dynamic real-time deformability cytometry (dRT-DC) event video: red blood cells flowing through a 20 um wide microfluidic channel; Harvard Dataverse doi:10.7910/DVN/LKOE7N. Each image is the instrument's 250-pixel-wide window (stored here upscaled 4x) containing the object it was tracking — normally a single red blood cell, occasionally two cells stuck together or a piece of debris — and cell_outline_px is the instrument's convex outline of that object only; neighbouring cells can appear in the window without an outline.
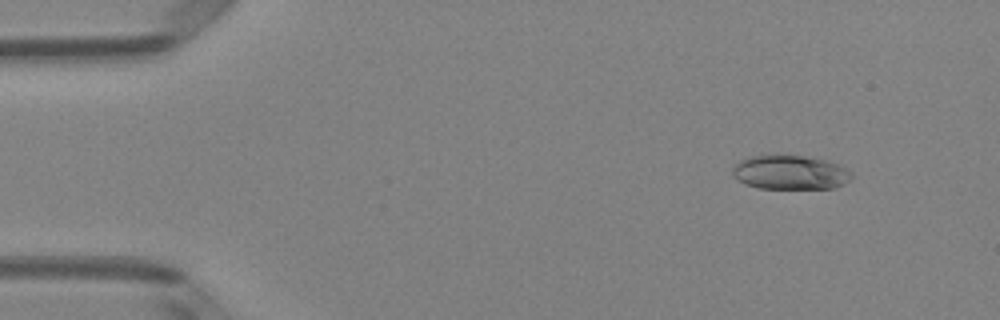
{"species": "Egyptian fruit bat (a non-hibernating species)", "species_latin": "Rousettus aegyptiacus", "temperature_condition": "room temperature", "stored_images_in_passage": 6, "camera_frame_rate_fps": 3000, "um_per_image_px": 0.085, "animal": {"sex": "female"}, "frame": {"image": 1, "passage_image": 2, "time_ms": 0.333, "image_size_px": [1000, 320], "cell_outline_px": [[852, 176], [844, 184], [832, 188], [760, 188], [744, 184], [736, 180], [732, 176], [732, 164], [748, 156], [804, 156], [824, 160], [840, 164], [852, 172]], "centroid_in_image_um": [67.12, 14.66], "position_along_channel_um": 17.9, "area_um2": 23.76}}
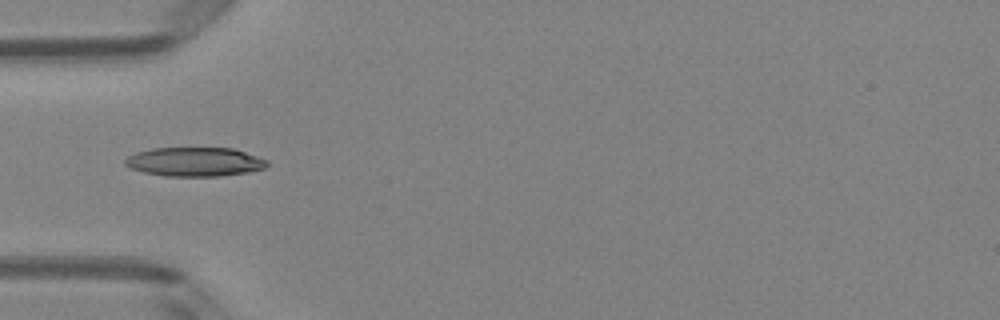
{"frame": {"image": 2, "passage_image": 5, "time_ms": 1.333, "image_size_px": [1000, 320], "cell_outline_px": [[268, 164], [264, 168], [248, 172], [220, 176], [164, 176], [144, 172], [132, 168], [124, 164], [124, 160], [128, 156], [136, 152], [152, 148], [232, 148], [268, 160]], "centroid_in_image_um": [16.54, 13.75], "position_along_channel_um": 68.5, "area_um2": 23.93}}
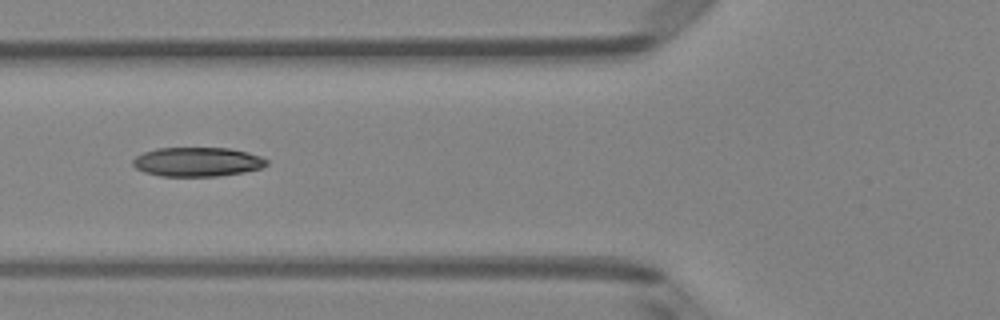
{"frame": {"image": 3, "passage_image": 6, "time_ms": 1.667, "image_size_px": [1000, 320], "cell_outline_px": [[268, 164], [260, 168], [244, 172], [220, 176], [160, 176], [144, 172], [136, 168], [132, 164], [132, 160], [136, 156], [144, 152], [156, 148], [228, 148], [248, 152], [260, 156], [268, 160]], "centroid_in_image_um": [16.77, 13.76], "position_along_channel_um": 109.0, "area_um2": 22.83}}